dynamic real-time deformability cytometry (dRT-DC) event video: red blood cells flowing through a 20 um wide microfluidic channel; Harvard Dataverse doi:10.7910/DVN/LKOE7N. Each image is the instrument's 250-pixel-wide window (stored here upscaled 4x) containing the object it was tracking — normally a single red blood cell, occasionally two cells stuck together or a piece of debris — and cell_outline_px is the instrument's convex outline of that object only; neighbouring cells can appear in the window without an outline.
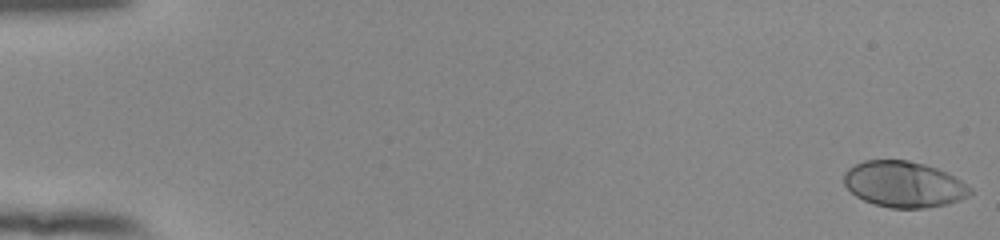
{"species": "human", "species_latin": "Homo sapiens", "temperature_condition": "room temperature", "stored_images_in_passage": 55, "camera_frame_rate_fps": 3000, "um_per_image_px": 0.085, "donor": {"sex": "female"}, "frame": {"image": 1, "passage_image": 1, "time_ms": 0.0, "image_size_px": [1000, 240], "cell_outline_px": [[972, 192], [968, 196], [960, 200], [948, 204], [924, 208], [892, 208], [876, 204], [864, 200], [856, 196], [844, 184], [844, 172], [848, 168], [864, 160], [908, 160], [924, 164], [936, 168], [968, 184], [972, 188]], "centroid_in_image_um": [76.83, 15.67], "position_along_channel_um": 8.2, "area_um2": 33.7}}
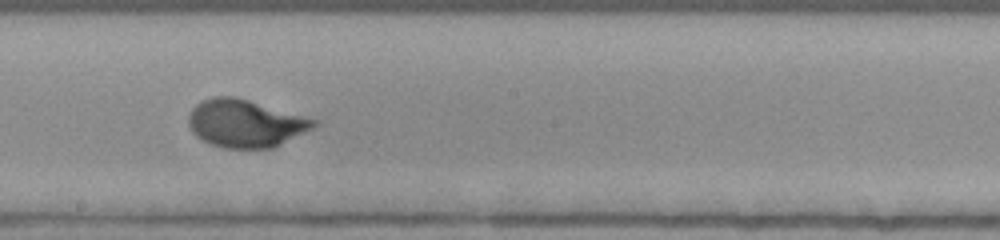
{"frame": {"image": 2, "passage_image": 32, "time_ms": 10.333, "image_size_px": [1000, 240], "cell_outline_px": [[320, 124], [272, 148], [224, 148], [212, 144], [196, 136], [192, 132], [188, 124], [188, 116], [192, 108], [196, 104], [212, 96], [236, 96], [316, 120]], "centroid_in_image_um": [20.81, 10.48], "position_along_channel_um": 227.4, "area_um2": 34.45}}
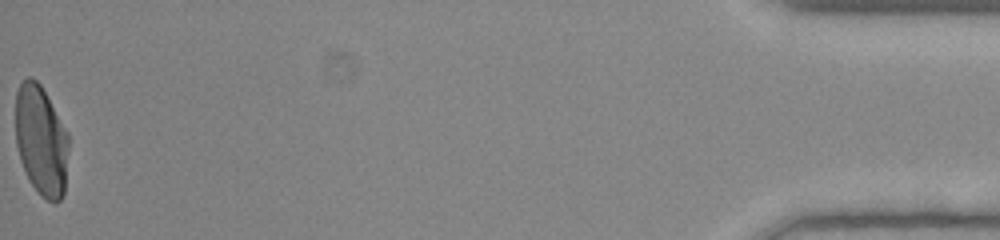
{"frame": {"image": 3, "passage_image": 55, "time_ms": 18.0, "image_size_px": [1000, 240], "cell_outline_px": [[68, 148], [64, 192], [60, 200], [56, 204], [40, 196], [28, 180], [20, 160], [16, 144], [16, 92], [20, 84], [28, 76], [32, 76], [40, 84], [68, 132]], "centroid_in_image_um": [3.49, 11.96], "position_along_channel_um": 431.7, "area_um2": 34.22}, "authors_computed_cell_mechanics": {"area_um2": 33.6396, "velocity_mm_per_s": 3.8529, "shape_relaxation_time_tau1_ms": 3.4428, "shape_relaxation_time_tau2_ms": null, "deformation_change_tau1": 0.1978, "deformation_change_tau2": null}}